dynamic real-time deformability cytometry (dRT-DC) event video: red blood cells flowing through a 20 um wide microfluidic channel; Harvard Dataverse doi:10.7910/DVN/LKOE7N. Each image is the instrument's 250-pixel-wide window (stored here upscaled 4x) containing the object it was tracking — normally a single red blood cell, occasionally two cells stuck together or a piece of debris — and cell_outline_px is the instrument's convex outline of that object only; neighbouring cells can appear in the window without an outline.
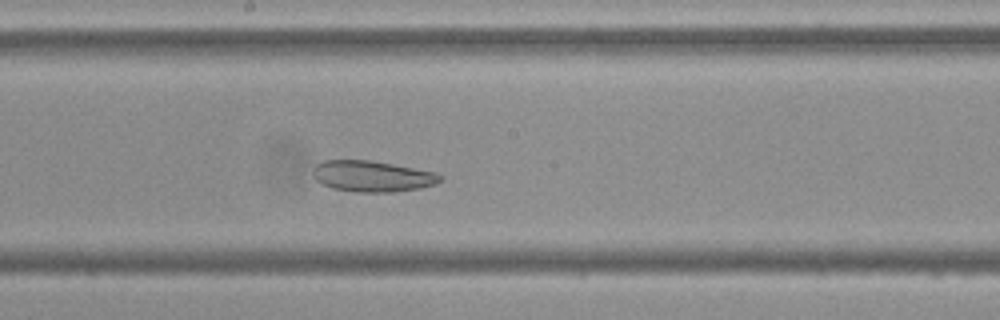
{"species": "Egyptian fruit bat (a non-hibernating species)", "species_latin": "Rousettus aegyptiacus", "temperature_condition": "cold", "stored_images_in_passage": 45, "camera_frame_rate_fps": 3000, "um_per_image_px": 0.085, "frame": {"image": 1, "passage_image": 20, "time_ms": 6.333, "image_size_px": [1000, 320], "cell_outline_px": [[444, 176], [436, 184], [420, 188], [392, 192], [360, 192], [332, 188], [316, 180], [316, 164], [324, 160], [368, 160], [392, 164], [436, 172]], "centroid_in_image_um": [31.71, 14.98], "position_along_channel_um": 216.5, "area_um2": 22.66}}
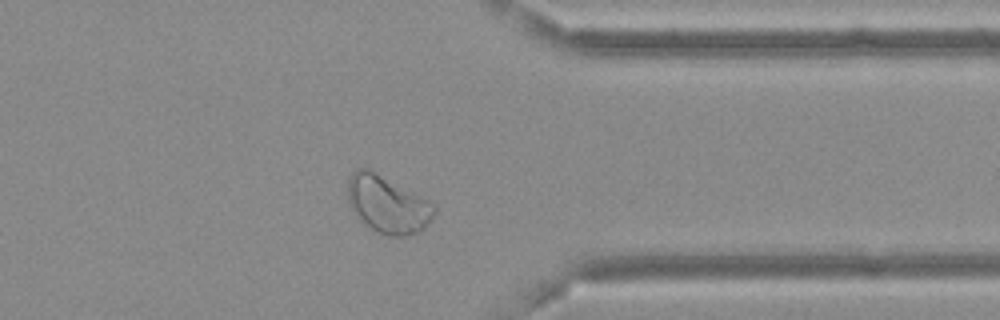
{"frame": {"image": 2, "passage_image": 34, "time_ms": 11.0, "image_size_px": [1000, 320], "cell_outline_px": [[436, 212], [424, 228], [408, 236], [388, 236], [376, 232], [360, 220], [356, 216], [348, 204], [348, 180], [352, 172], [356, 168], [368, 168], [436, 204]], "centroid_in_image_um": [32.93, 17.38], "position_along_channel_um": 378.5, "area_um2": 28.9}}
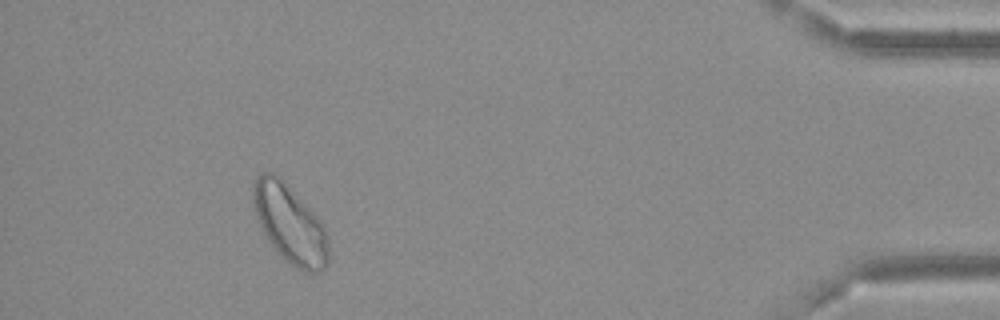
{"frame": {"image": 3, "passage_image": 41, "time_ms": 13.333, "image_size_px": [1000, 320], "cell_outline_px": [[328, 264], [320, 272], [304, 272], [292, 264], [268, 240], [260, 228], [252, 200], [252, 184], [256, 176], [260, 172], [272, 172], [280, 176], [284, 180], [324, 224], [328, 240]], "centroid_in_image_um": [24.63, 18.98], "position_along_channel_um": 410.6, "area_um2": 34.33}, "authors_computed_cell_mechanics": {"area_um2": 28.2642, "velocity_mm_per_s": 3.6212, "shape_relaxation_time_tau1_ms": null, "shape_relaxation_time_tau2_ms": 3.6668, "deformation_change_tau1": null, "deformation_change_tau2": 0.0802}}